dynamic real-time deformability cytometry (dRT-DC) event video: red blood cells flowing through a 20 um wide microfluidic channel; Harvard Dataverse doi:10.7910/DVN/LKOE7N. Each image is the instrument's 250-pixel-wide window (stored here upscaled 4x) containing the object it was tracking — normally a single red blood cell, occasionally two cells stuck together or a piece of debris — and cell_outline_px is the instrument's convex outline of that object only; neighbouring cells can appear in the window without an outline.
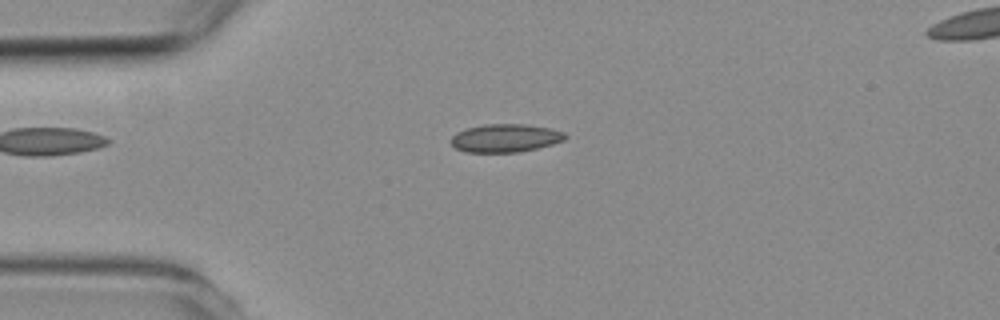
{"species": "common noctule bat (a hibernating species)", "species_latin": "Nyctalus noctula", "temperature_condition": "room temperature", "stored_images_in_passage": 5, "camera_frame_rate_fps": 3000, "um_per_image_px": 0.085, "animal": {"sex": "female", "body_mass_g": 19.3, "forearm_length_mm": 54.1}, "frame": {"image": 1, "passage_image": 1, "time_ms": 0.0, "image_size_px": [1000, 320], "cell_outline_px": [[568, 136], [564, 140], [552, 144], [520, 152], [464, 152], [456, 148], [452, 144], [452, 136], [456, 132], [468, 128], [484, 124], [524, 124], [548, 128], [564, 132]], "centroid_in_image_um": [42.95, 11.74], "position_along_channel_um": 42.0, "area_um2": 18.61}}
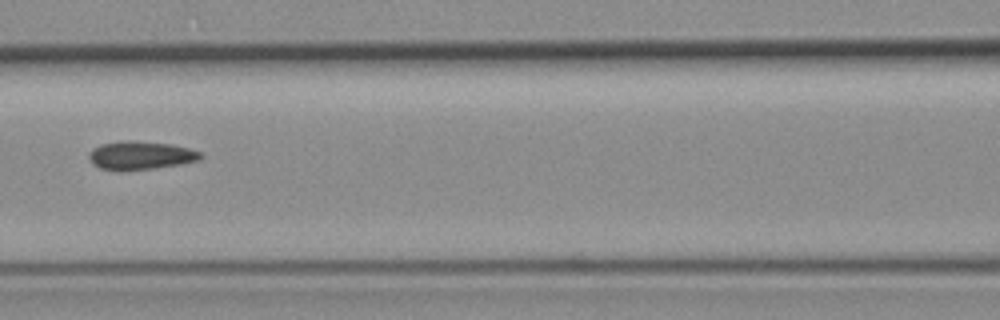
{"frame": {"image": 2, "passage_image": 4, "time_ms": 3.333, "image_size_px": [1000, 320], "cell_outline_px": [[204, 156], [200, 160], [180, 164], [152, 168], [120, 172], [100, 168], [92, 164], [88, 156], [88, 152], [92, 148], [100, 144], [120, 140], [132, 140], [172, 144], [188, 148], [200, 152]], "centroid_in_image_um": [11.9, 13.21], "position_along_channel_um": 154.7, "area_um2": 18.84}}
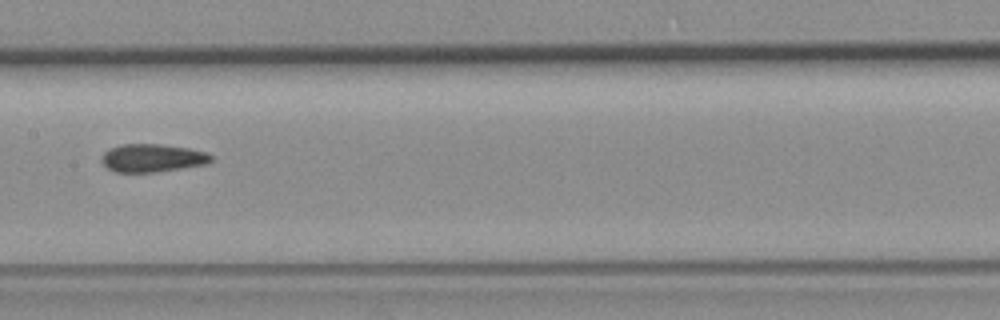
{"frame": {"image": 3, "passage_image": 5, "time_ms": 4.333, "image_size_px": [1000, 320], "cell_outline_px": [[212, 160], [208, 164], [152, 172], [116, 172], [108, 168], [100, 160], [104, 152], [108, 148], [124, 144], [160, 144], [188, 148], [208, 152], [212, 156]], "centroid_in_image_um": [12.95, 13.42], "position_along_channel_um": 194.4, "area_um2": 17.86}}